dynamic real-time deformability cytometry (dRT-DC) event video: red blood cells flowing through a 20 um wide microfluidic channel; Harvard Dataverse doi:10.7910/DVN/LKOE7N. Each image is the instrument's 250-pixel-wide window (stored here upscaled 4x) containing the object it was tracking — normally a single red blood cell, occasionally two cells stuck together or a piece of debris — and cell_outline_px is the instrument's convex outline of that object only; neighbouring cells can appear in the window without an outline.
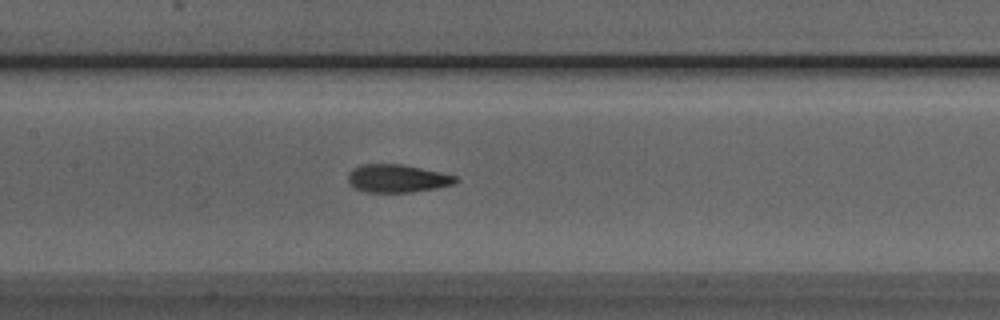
{"species": "Egyptian fruit bat (a non-hibernating species)", "species_latin": "Rousettus aegyptiacus", "temperature_condition": "room temperature", "stored_images_in_passage": 43, "camera_frame_rate_fps": 3000, "um_per_image_px": 0.085, "animal": {"sex": "male"}, "frame": {"image": 1, "passage_image": 16, "time_ms": 5.0, "image_size_px": [1000, 320], "cell_outline_px": [[460, 180], [452, 184], [436, 188], [412, 192], [364, 192], [352, 188], [348, 180], [348, 172], [352, 168], [360, 164], [400, 164], [440, 172], [456, 176]], "centroid_in_image_um": [33.71, 15.17], "position_along_channel_um": 173.7, "area_um2": 17.63}}
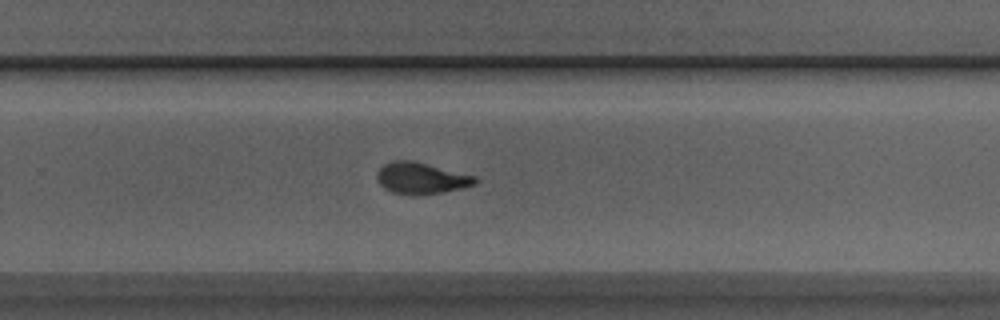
{"frame": {"image": 2, "passage_image": 25, "time_ms": 8.0, "image_size_px": [1000, 320], "cell_outline_px": [[476, 184], [460, 188], [440, 192], [392, 192], [384, 188], [376, 180], [376, 172], [384, 164], [392, 160], [412, 160], [476, 176]], "centroid_in_image_um": [35.76, 15.09], "position_along_channel_um": 294.0, "area_um2": 17.28}}
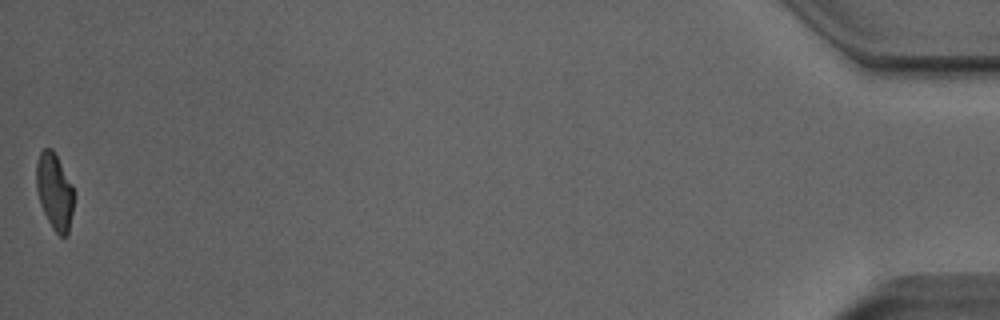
{"frame": {"image": 3, "passage_image": 43, "time_ms": 14.0, "image_size_px": [1000, 320], "cell_outline_px": [[72, 212], [68, 232], [64, 236], [60, 236], [52, 228], [40, 204], [36, 188], [36, 164], [40, 152], [44, 148], [52, 148], [72, 184]], "centroid_in_image_um": [4.61, 16.25], "position_along_channel_um": 430.6, "area_um2": 16.36}, "authors_computed_cell_mechanics": {"area_um2": 17.629, "velocity_mm_per_s": 4.0281, "shape_relaxation_time_tau1_ms": 5.1881, "shape_relaxation_time_tau2_ms": 1.221, "deformation_change_tau1": 0.2001, "deformation_change_tau2": 0.0776}}